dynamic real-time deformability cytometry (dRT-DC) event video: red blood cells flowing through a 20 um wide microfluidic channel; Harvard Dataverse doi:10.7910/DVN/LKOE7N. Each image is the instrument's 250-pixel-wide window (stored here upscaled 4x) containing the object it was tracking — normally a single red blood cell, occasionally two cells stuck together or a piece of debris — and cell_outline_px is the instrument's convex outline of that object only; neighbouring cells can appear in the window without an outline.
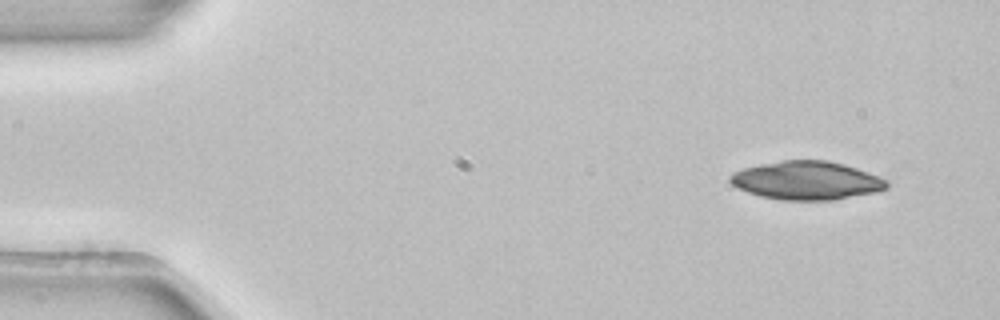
{"species": "common noctule bat (a hibernating species)", "species_latin": "Nyctalus noctula", "temperature_condition": "room temperature", "stored_images_in_passage": 3, "camera_frame_rate_fps": 3000, "um_per_image_px": 0.085, "animal": {"sex": "female", "body_mass_g": 22.7, "forearm_length_mm": 54.2}, "frame": {"image": 1, "passage_image": 1, "time_ms": 0.0, "image_size_px": [1000, 320], "cell_outline_px": [[888, 188], [876, 192], [832, 200], [780, 200], [760, 196], [748, 192], [732, 184], [728, 180], [728, 176], [732, 172], [744, 168], [760, 164], [784, 160], [828, 160], [844, 164], [880, 176], [888, 180]], "centroid_in_image_um": [68.57, 15.34], "position_along_channel_um": 16.4, "area_um2": 35.2}}